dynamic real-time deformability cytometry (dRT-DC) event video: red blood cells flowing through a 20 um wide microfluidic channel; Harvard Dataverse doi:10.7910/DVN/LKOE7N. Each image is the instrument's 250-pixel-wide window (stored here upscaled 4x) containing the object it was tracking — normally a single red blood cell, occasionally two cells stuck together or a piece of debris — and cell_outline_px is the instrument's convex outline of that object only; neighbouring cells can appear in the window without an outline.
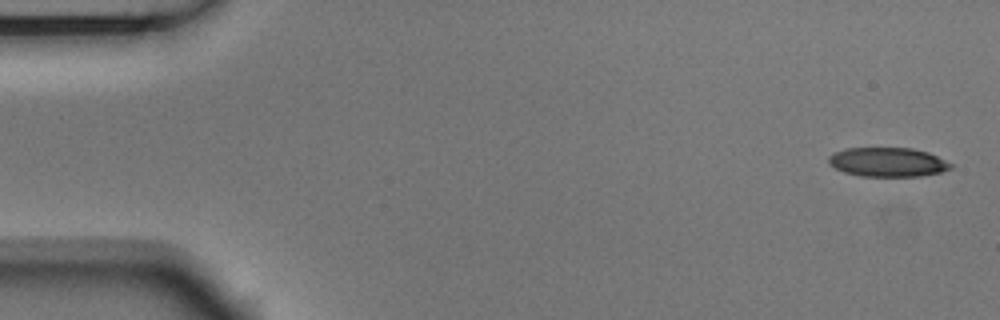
{"species": "Egyptian fruit bat (a non-hibernating species)", "species_latin": "Rousettus aegyptiacus", "temperature_condition": "room temperature", "stored_images_in_passage": 5, "camera_frame_rate_fps": 3000, "um_per_image_px": 0.085, "animal": {"sex": "male"}, "frame": {"image": 1, "passage_image": 1, "time_ms": 0.0, "image_size_px": [1000, 320], "cell_outline_px": [[952, 168], [940, 172], [920, 176], [860, 176], [844, 172], [828, 164], [828, 156], [844, 148], [912, 148], [928, 152], [952, 164]], "centroid_in_image_um": [75.43, 13.78], "position_along_channel_um": 9.6, "area_um2": 20.69}}
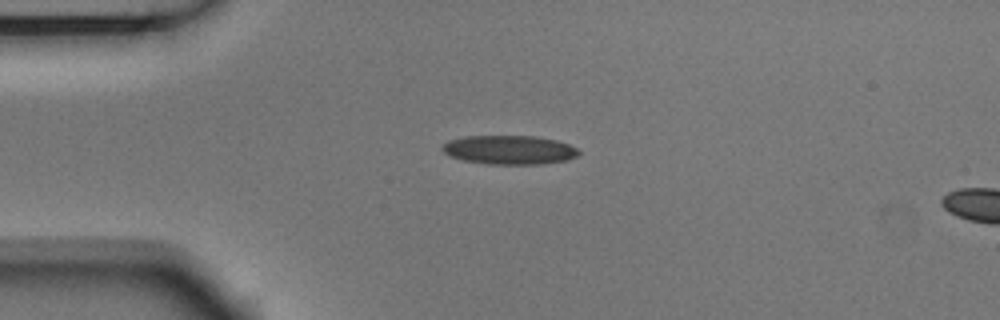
{"frame": {"image": 2, "passage_image": 4, "time_ms": 1.0, "image_size_px": [1000, 320], "cell_outline_px": [[580, 152], [576, 156], [564, 160], [540, 164], [488, 164], [464, 160], [452, 156], [444, 152], [440, 148], [448, 140], [464, 136], [532, 136], [556, 140], [568, 144], [576, 148]], "centroid_in_image_um": [43.26, 12.73], "position_along_channel_um": 41.7, "area_um2": 22.77}}